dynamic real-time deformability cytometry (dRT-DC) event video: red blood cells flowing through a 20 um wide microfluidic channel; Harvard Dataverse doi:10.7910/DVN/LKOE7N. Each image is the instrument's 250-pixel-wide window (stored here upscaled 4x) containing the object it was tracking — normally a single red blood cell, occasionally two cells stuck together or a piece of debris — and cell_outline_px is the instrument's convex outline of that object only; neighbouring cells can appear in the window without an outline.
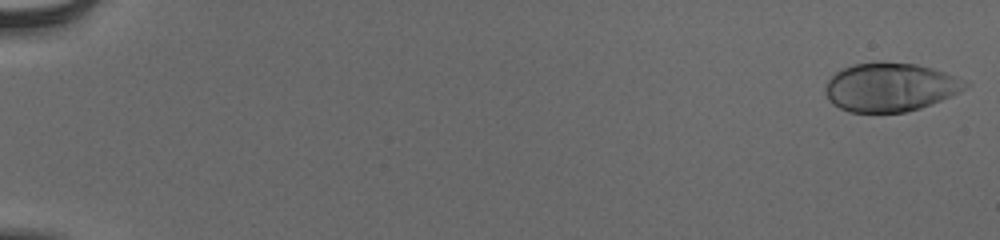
{"species": "human", "species_latin": "Homo sapiens", "temperature_condition": "cold", "stored_images_in_passage": 55, "camera_frame_rate_fps": 3000, "um_per_image_px": 0.085, "donor": {"sex": "male"}, "frame": {"image": 1, "passage_image": 1, "time_ms": 0.0, "image_size_px": [1000, 240], "cell_outline_px": [[972, 84], [960, 92], [920, 108], [904, 112], [848, 112], [832, 104], [828, 100], [824, 92], [824, 88], [828, 80], [836, 72], [852, 64], [880, 60], [916, 64], [932, 68], [956, 76]], "centroid_in_image_um": [75.65, 7.39], "position_along_channel_um": 9.4, "area_um2": 40.06}}
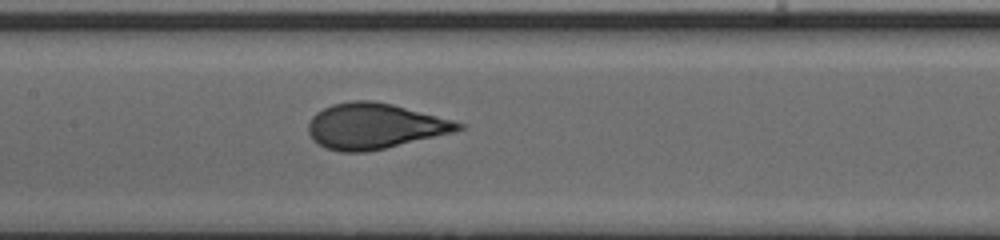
{"frame": {"image": 2, "passage_image": 29, "time_ms": 9.333, "image_size_px": [1000, 240], "cell_outline_px": [[464, 128], [452, 132], [368, 152], [340, 152], [324, 148], [312, 140], [308, 132], [308, 124], [312, 116], [316, 112], [332, 104], [352, 100], [372, 100], [392, 104], [452, 120], [464, 124]], "centroid_in_image_um": [31.77, 10.72], "position_along_channel_um": 175.6, "area_um2": 39.65}}
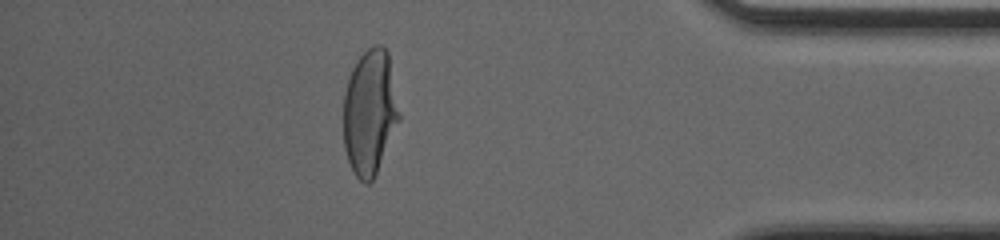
{"frame": {"image": 3, "passage_image": 49, "time_ms": 16.0, "image_size_px": [1000, 240], "cell_outline_px": [[400, 120], [376, 172], [372, 180], [368, 184], [364, 184], [356, 176], [348, 160], [344, 148], [344, 92], [348, 76], [356, 60], [368, 48], [376, 44], [380, 44], [388, 52], [400, 116]], "centroid_in_image_um": [31.42, 9.52], "position_along_channel_um": 403.8, "area_um2": 40.52}, "authors_computed_cell_mechanics": {"area_um2": 39.6508, "velocity_mm_per_s": 3.876, "shape_relaxation_time_tau1_ms": 4.7925, "shape_relaxation_time_tau2_ms": null, "deformation_change_tau1": 0.2363, "deformation_change_tau2": null}}